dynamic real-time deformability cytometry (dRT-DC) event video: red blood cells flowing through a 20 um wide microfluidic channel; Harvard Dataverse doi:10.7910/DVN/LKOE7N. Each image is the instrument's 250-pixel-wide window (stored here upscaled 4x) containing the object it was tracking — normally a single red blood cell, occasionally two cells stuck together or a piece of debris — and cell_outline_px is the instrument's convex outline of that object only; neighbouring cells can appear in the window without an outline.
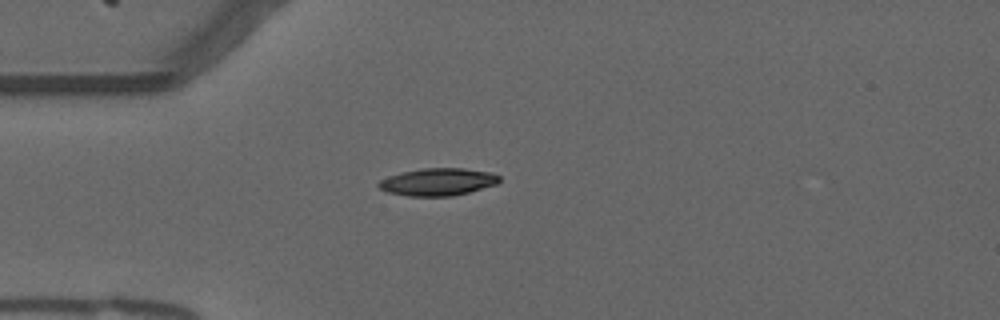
{"species": "common noctule bat (a hibernating species)", "species_latin": "Nyctalus noctula", "temperature_condition": "warm", "stored_images_in_passage": 29, "camera_frame_rate_fps": 3000, "um_per_image_px": 0.085, "animal": {"sex": "male", "forearm_length_mm": 52.5}, "frame": {"image": 1, "passage_image": 1, "time_ms": 0.0, "image_size_px": [1000, 320], "cell_outline_px": [[500, 180], [496, 184], [468, 192], [452, 196], [408, 196], [388, 192], [380, 188], [376, 184], [380, 180], [388, 176], [400, 172], [424, 168], [464, 168], [492, 172], [500, 176]], "centroid_in_image_um": [37.21, 15.45], "position_along_channel_um": 47.8, "area_um2": 19.31}}
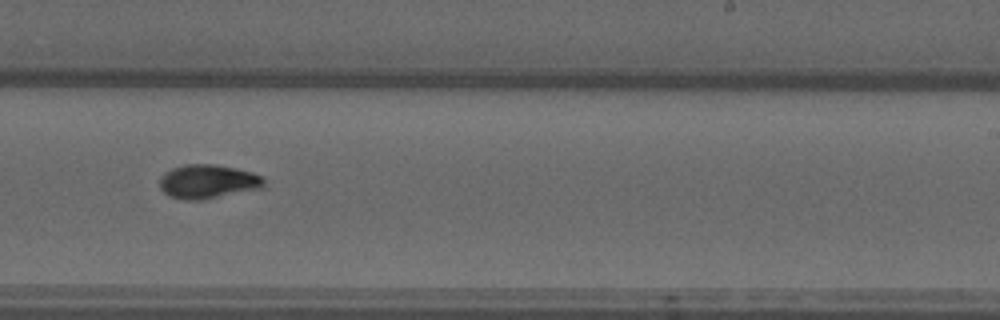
{"frame": {"image": 2, "passage_image": 20, "time_ms": 6.333, "image_size_px": [1000, 320], "cell_outline_px": [[264, 188], [200, 200], [184, 200], [168, 196], [160, 188], [160, 176], [172, 168], [188, 164], [216, 164], [236, 168], [252, 172], [264, 176]], "centroid_in_image_um": [17.69, 15.43], "position_along_channel_um": 271.3, "area_um2": 20.81}}
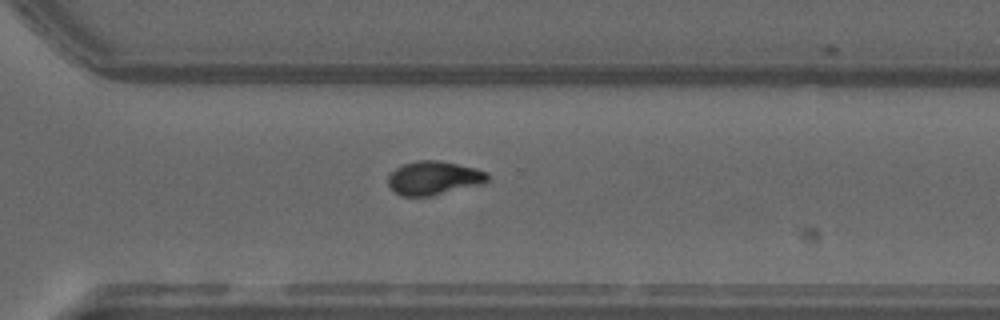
{"frame": {"image": 3, "passage_image": 25, "time_ms": 8.0, "image_size_px": [1000, 320], "cell_outline_px": [[488, 180], [484, 184], [432, 196], [400, 196], [388, 184], [388, 176], [396, 168], [404, 164], [416, 160], [440, 160], [476, 168], [488, 172]], "centroid_in_image_um": [36.91, 15.13], "position_along_channel_um": 333.7, "area_um2": 19.71}, "authors_computed_cell_mechanics": {"area_um2": 19.652, "velocity_mm_per_s": 3.7425, "shape_relaxation_time_tau1_ms": 9.6024, "shape_relaxation_time_tau2_ms": 4.3972, "deformation_change_tau1": 0.2623, "deformation_change_tau2": 0.0849}}